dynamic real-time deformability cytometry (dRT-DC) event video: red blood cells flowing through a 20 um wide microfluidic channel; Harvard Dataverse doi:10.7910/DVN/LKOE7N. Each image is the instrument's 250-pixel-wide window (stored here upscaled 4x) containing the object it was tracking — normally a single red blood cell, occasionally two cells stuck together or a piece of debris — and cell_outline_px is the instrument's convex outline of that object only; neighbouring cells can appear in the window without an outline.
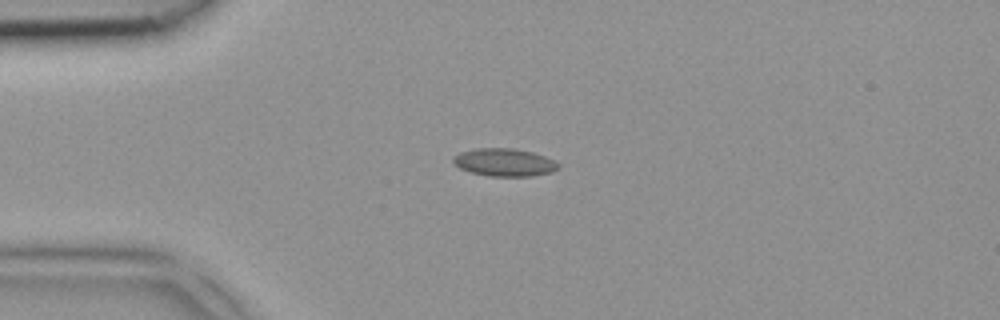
{"species": "common noctule bat (a hibernating species)", "species_latin": "Nyctalus noctula", "temperature_condition": "room temperature", "stored_images_in_passage": 3, "camera_frame_rate_fps": 3000, "um_per_image_px": 0.085, "animal": {"sex": "female", "body_mass_g": 18.4}, "frame": {"image": 1, "passage_image": 1, "time_ms": 0.0, "image_size_px": [1000, 320], "cell_outline_px": [[560, 168], [552, 172], [532, 176], [488, 176], [472, 172], [460, 168], [452, 160], [452, 156], [460, 152], [476, 148], [512, 148], [532, 152], [556, 160], [560, 164]], "centroid_in_image_um": [42.9, 13.8], "position_along_channel_um": 42.1, "area_um2": 17.11}}